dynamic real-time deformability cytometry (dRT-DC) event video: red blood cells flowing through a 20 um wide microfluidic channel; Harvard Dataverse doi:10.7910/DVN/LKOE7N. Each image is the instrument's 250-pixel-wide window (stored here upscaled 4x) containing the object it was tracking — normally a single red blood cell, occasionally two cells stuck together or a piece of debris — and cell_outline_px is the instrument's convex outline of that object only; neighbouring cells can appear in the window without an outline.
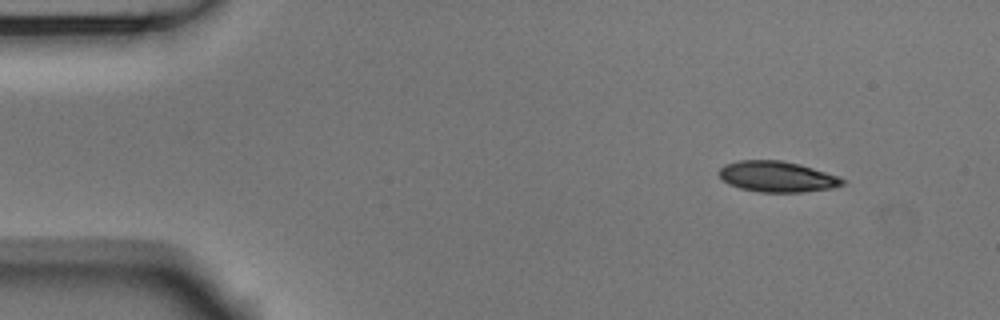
{"species": "Egyptian fruit bat (a non-hibernating species)", "species_latin": "Rousettus aegyptiacus", "temperature_condition": "room temperature", "stored_images_in_passage": 4, "camera_frame_rate_fps": 3000, "um_per_image_px": 0.085, "animal": {"sex": "male"}, "frame": {"image": 1, "passage_image": 1, "time_ms": 0.0, "image_size_px": [1000, 320], "cell_outline_px": [[844, 184], [832, 188], [800, 192], [760, 192], [740, 188], [728, 184], [720, 176], [720, 168], [724, 164], [740, 160], [780, 160], [800, 164], [840, 176], [844, 180]], "centroid_in_image_um": [66.07, 15.01], "position_along_channel_um": 18.9, "area_um2": 22.08}}
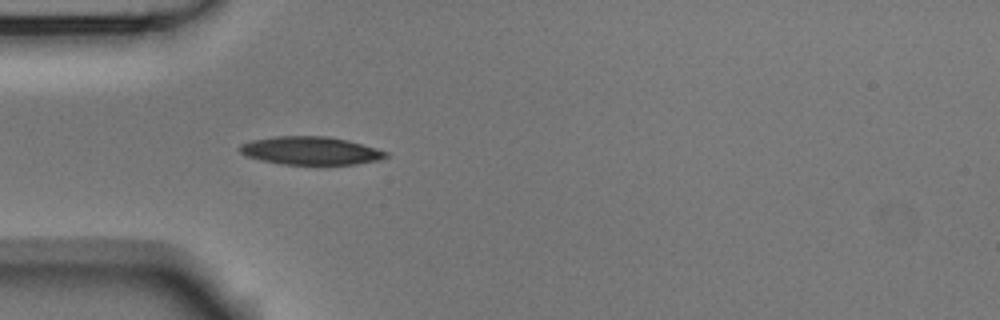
{"frame": {"image": 2, "passage_image": 4, "time_ms": 1.0, "image_size_px": [1000, 320], "cell_outline_px": [[388, 156], [380, 160], [356, 164], [280, 164], [260, 160], [244, 156], [240, 152], [240, 144], [252, 140], [276, 136], [328, 136], [348, 140], [376, 148], [388, 152]], "centroid_in_image_um": [26.39, 12.81], "position_along_channel_um": 58.6, "area_um2": 23.99}}